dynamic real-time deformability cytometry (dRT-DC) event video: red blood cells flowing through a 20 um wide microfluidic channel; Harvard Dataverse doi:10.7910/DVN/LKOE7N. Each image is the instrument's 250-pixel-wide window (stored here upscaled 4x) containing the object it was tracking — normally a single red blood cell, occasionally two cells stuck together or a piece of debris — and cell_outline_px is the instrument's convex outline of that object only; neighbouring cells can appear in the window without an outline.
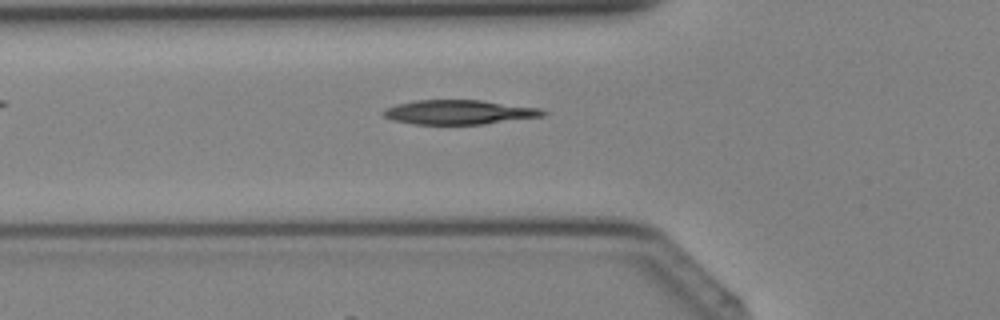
{"species": "Egyptian fruit bat (a non-hibernating species)", "species_latin": "Rousettus aegyptiacus", "temperature_condition": "cold", "stored_images_in_passage": 39, "segment_of_instrument_passage": [1, 2], "camera_frame_rate_fps": 3000, "um_per_image_px": 0.085, "animal": {"sex": "female"}, "frame": {"image": 1, "passage_image": 13, "time_ms": 4.0, "image_size_px": [1000, 320], "cell_outline_px": [[548, 112], [544, 116], [484, 124], [412, 124], [392, 120], [384, 116], [380, 112], [384, 108], [396, 104], [412, 100], [480, 100], [540, 108]], "centroid_in_image_um": [38.97, 9.53], "position_along_channel_um": 86.8, "area_um2": 22.83}}
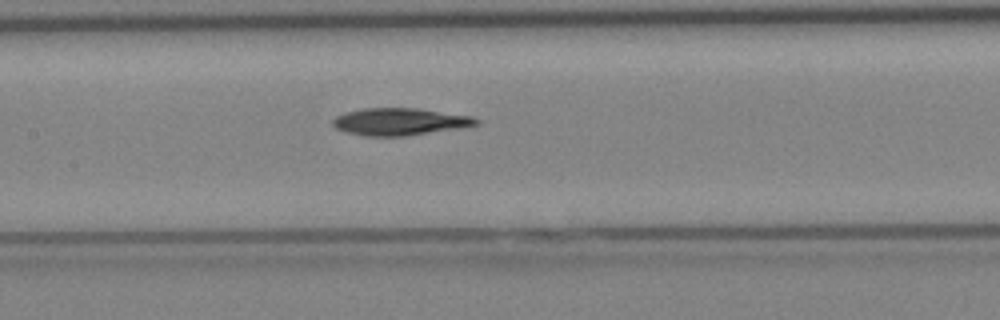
{"frame": {"image": 2, "passage_image": 18, "time_ms": 5.667, "image_size_px": [1000, 320], "cell_outline_px": [[480, 124], [464, 128], [404, 136], [364, 136], [348, 132], [336, 128], [332, 124], [332, 120], [336, 116], [348, 112], [364, 108], [416, 108], [472, 116], [480, 120]], "centroid_in_image_um": [34.04, 10.35], "position_along_channel_um": 173.4, "area_um2": 22.77}}
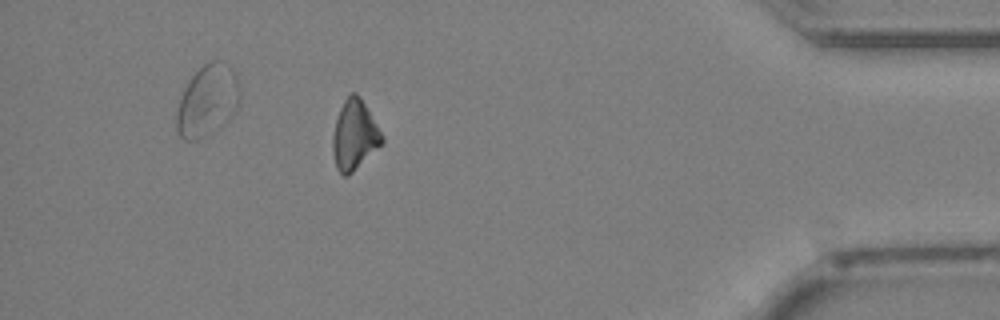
{"frame": {"image": 3, "passage_image": 34, "time_ms": 11.0, "image_size_px": [1000, 320], "cell_outline_px": [[384, 144], [348, 176], [344, 176], [336, 168], [332, 152], [332, 136], [336, 120], [340, 108], [344, 100], [352, 92], [356, 92], [364, 104], [384, 136]], "centroid_in_image_um": [30.13, 11.52], "position_along_channel_um": 405.1, "area_um2": 20.06}}